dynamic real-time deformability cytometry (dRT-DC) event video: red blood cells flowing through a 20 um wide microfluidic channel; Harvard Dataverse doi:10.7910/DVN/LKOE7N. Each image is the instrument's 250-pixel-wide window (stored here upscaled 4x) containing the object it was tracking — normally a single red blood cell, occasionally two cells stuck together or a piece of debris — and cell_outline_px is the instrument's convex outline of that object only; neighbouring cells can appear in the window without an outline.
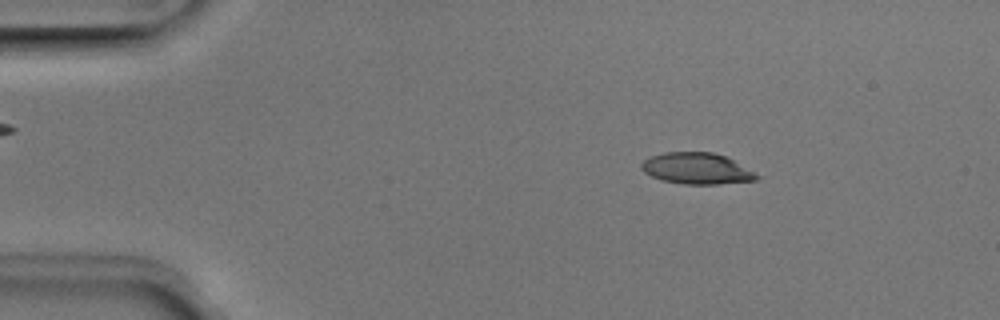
{"species": "Egyptian fruit bat (a non-hibernating species)", "species_latin": "Rousettus aegyptiacus", "temperature_condition": "room temperature", "stored_images_in_passage": 48, "camera_frame_rate_fps": 3000, "um_per_image_px": 0.085, "animal": {"sex": "male"}, "frame": {"image": 1, "passage_image": 5, "time_ms": 1.333, "image_size_px": [1000, 320], "cell_outline_px": [[760, 176], [756, 180], [716, 184], [684, 184], [664, 180], [652, 176], [644, 172], [640, 168], [640, 164], [644, 160], [652, 156], [664, 152], [712, 152], [724, 156], [756, 172]], "centroid_in_image_um": [59.22, 14.32], "position_along_channel_um": 25.8, "area_um2": 20.81}}
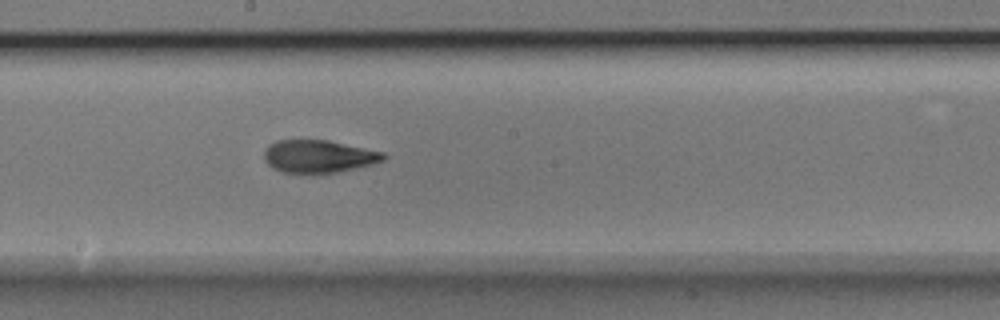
{"frame": {"image": 2, "passage_image": 25, "time_ms": 8.0, "image_size_px": [1000, 320], "cell_outline_px": [[388, 156], [384, 160], [372, 164], [336, 172], [284, 172], [272, 168], [264, 160], [264, 152], [268, 144], [276, 140], [328, 140], [384, 152]], "centroid_in_image_um": [27.07, 13.27], "position_along_channel_um": 221.1, "area_um2": 22.54}}
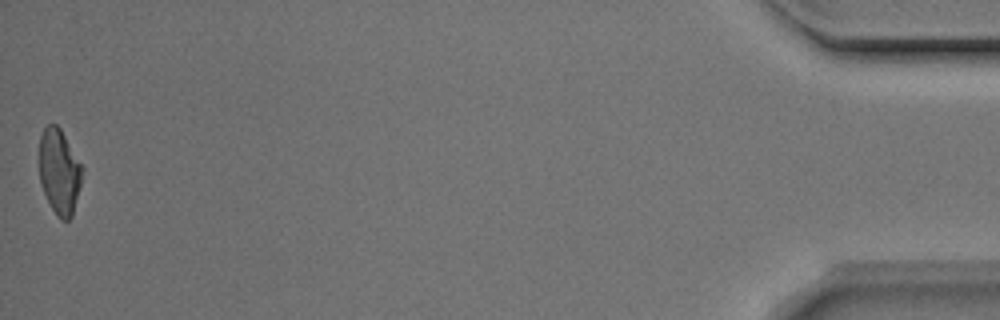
{"frame": {"image": 3, "passage_image": 48, "time_ms": 15.667, "image_size_px": [1000, 320], "cell_outline_px": [[84, 168], [72, 216], [68, 220], [60, 220], [56, 216], [44, 192], [40, 180], [40, 136], [44, 128], [48, 124], [56, 124], [60, 128]], "centroid_in_image_um": [5.05, 14.58], "position_along_channel_um": 430.1, "area_um2": 21.1}, "authors_computed_cell_mechanics": {"area_um2": 22.5131, "velocity_mm_per_s": 3.9694, "shape_relaxation_time_tau1_ms": 5.3071, "shape_relaxation_time_tau2_ms": 2.0623, "deformation_change_tau1": 0.1868, "deformation_change_tau2": 0.0922}}